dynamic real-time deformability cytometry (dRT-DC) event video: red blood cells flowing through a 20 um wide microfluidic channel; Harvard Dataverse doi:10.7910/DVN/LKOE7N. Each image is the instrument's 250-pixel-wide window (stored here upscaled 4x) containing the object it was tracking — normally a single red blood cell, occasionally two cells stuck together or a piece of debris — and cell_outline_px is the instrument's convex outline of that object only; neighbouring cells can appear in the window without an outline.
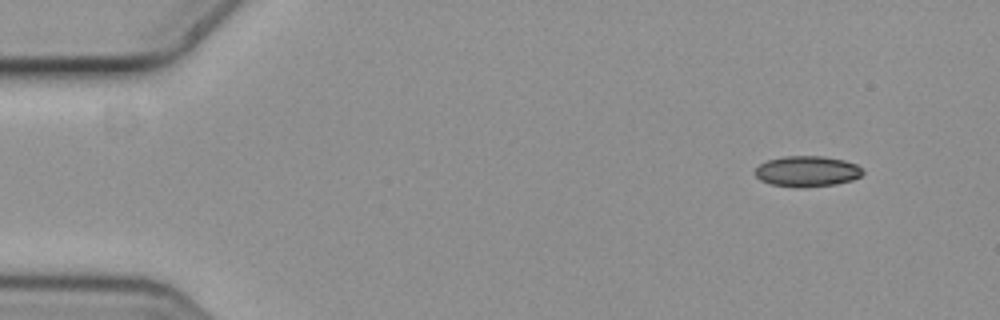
{"species": "common noctule bat (a hibernating species)", "species_latin": "Nyctalus noctula", "temperature_condition": "cold", "stored_images_in_passage": 5, "segment_of_instrument_passage": [2, 2], "camera_frame_rate_fps": 3000, "um_per_image_px": 0.085, "animal": {"sex": "female", "body_mass_g": 19.3, "forearm_length_mm": 54.1}, "frame": {"image": 1, "passage_image": 5, "time_ms": 1.333, "image_size_px": [1000, 320], "cell_outline_px": [[864, 172], [860, 176], [852, 180], [836, 184], [772, 184], [760, 180], [752, 172], [760, 164], [768, 160], [784, 156], [824, 156], [844, 160], [856, 164]], "centroid_in_image_um": [68.6, 14.5], "position_along_channel_um": 16.4, "area_um2": 18.38}}